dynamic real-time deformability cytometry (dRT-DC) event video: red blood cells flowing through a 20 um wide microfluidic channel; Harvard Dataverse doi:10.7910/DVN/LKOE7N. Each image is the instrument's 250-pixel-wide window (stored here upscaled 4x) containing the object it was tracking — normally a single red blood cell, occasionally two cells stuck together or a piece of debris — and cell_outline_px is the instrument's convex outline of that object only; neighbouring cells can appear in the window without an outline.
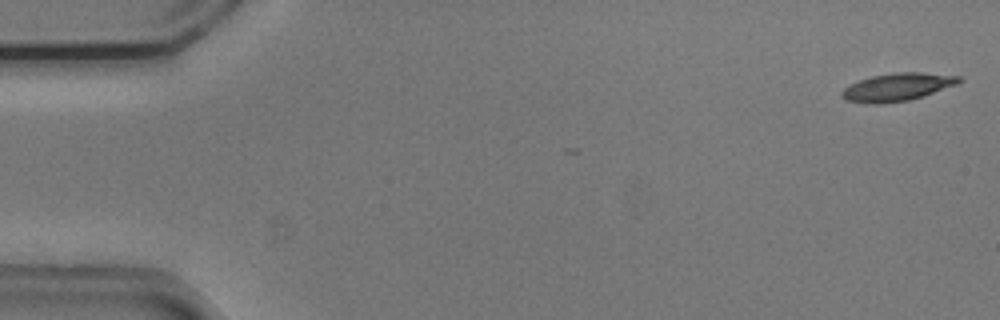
{"species": "common noctule bat (a hibernating species)", "species_latin": "Nyctalus noctula", "temperature_condition": "cold", "stored_images_in_passage": 51, "camera_frame_rate_fps": 3000, "um_per_image_px": 0.085, "animal": {"sex": "male", "body_mass_g": 20.5, "forearm_length_mm": 52.5}, "frame": {"image": 1, "passage_image": 1, "time_ms": 0.0, "image_size_px": [1000, 320], "cell_outline_px": [[964, 80], [956, 84], [924, 96], [908, 100], [880, 104], [872, 104], [848, 100], [840, 96], [840, 92], [844, 88], [860, 80], [872, 76], [896, 72], [920, 72], [960, 76]], "centroid_in_image_um": [76.29, 7.4], "position_along_channel_um": 8.7, "area_um2": 18.84}}
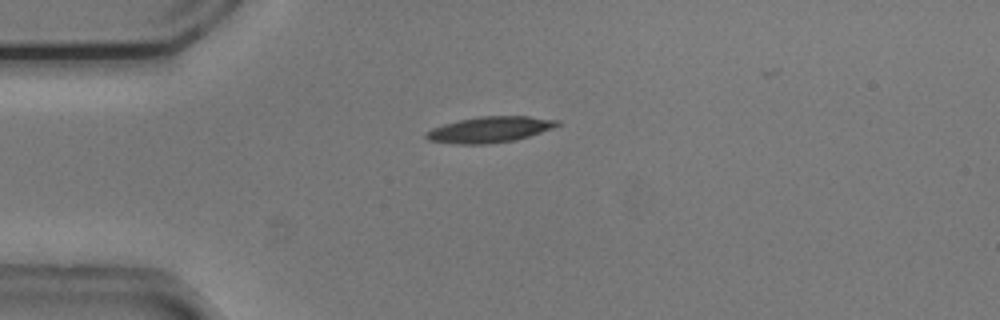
{"frame": {"image": 2, "passage_image": 13, "time_ms": 4.0, "image_size_px": [1000, 320], "cell_outline_px": [[560, 124], [552, 128], [528, 136], [512, 140], [484, 144], [456, 144], [428, 140], [424, 136], [424, 132], [432, 128], [444, 124], [460, 120], [480, 116], [528, 116], [560, 120]], "centroid_in_image_um": [41.6, 11.0], "position_along_channel_um": 43.4, "area_um2": 19.59}}
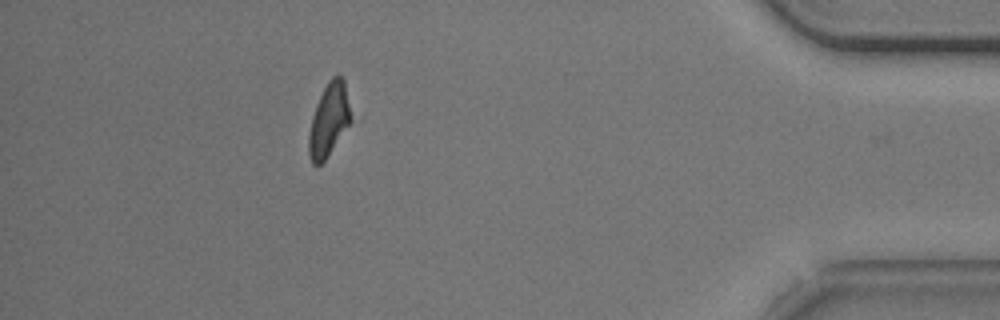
{"frame": {"image": 3, "passage_image": 48, "time_ms": 15.667, "image_size_px": [1000, 320], "cell_outline_px": [[352, 120], [324, 160], [320, 164], [312, 164], [308, 152], [308, 136], [312, 116], [316, 104], [328, 80], [332, 76], [340, 76], [344, 80]], "centroid_in_image_um": [27.94, 10.18], "position_along_channel_um": 407.3, "area_um2": 17.57}}